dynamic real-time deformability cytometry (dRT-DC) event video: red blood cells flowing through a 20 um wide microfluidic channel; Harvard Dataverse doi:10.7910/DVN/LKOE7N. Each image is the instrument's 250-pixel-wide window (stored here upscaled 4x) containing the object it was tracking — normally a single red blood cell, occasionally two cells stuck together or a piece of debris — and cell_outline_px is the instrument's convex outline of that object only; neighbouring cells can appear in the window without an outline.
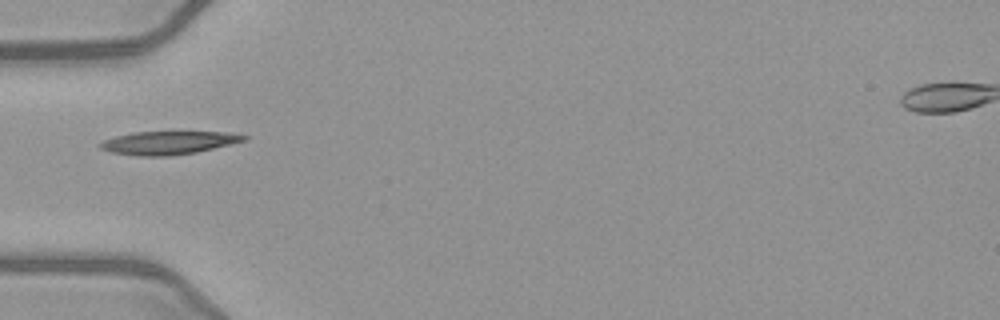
{"species": "common noctule bat (a hibernating species)", "species_latin": "Nyctalus noctula", "temperature_condition": "warm", "stored_images_in_passage": 35, "camera_frame_rate_fps": 3000, "um_per_image_px": 0.085, "animal": {"sex": "female", "body_mass_g": 21.9}, "frame": {"image": 1, "passage_image": 1, "time_ms": 0.0, "image_size_px": [1000, 320], "cell_outline_px": [[248, 136], [244, 140], [196, 152], [168, 156], [136, 156], [112, 152], [100, 148], [96, 144], [104, 140], [116, 136], [132, 132], [224, 132]], "centroid_in_image_um": [14.22, 12.14], "position_along_channel_um": 70.8, "area_um2": 19.13}}
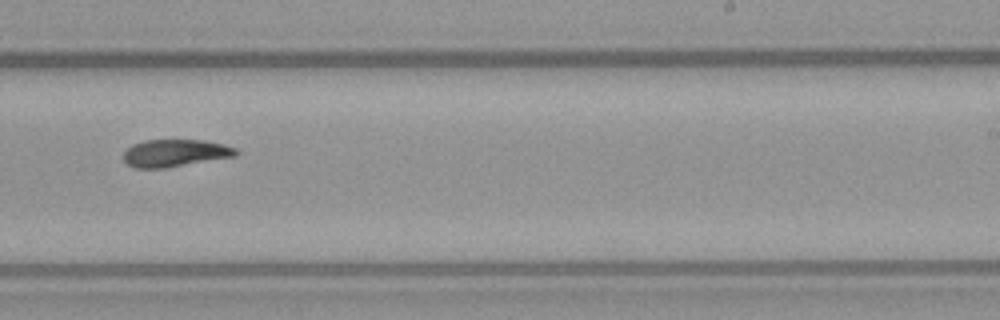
{"frame": {"image": 2, "passage_image": 16, "time_ms": 5.0, "image_size_px": [1000, 320], "cell_outline_px": [[240, 152], [236, 156], [164, 168], [136, 168], [128, 164], [124, 160], [124, 152], [132, 144], [144, 140], [204, 140], [224, 144], [236, 148]], "centroid_in_image_um": [14.9, 13.0], "position_along_channel_um": 274.1, "area_um2": 17.92}}
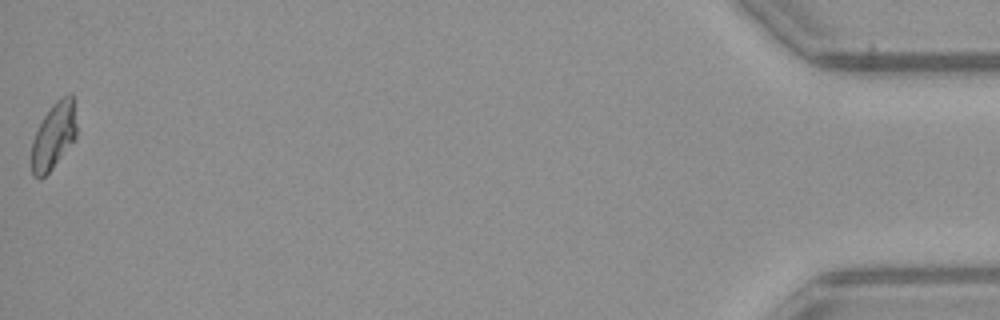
{"frame": {"image": 3, "passage_image": 35, "time_ms": 11.333, "image_size_px": [1000, 320], "cell_outline_px": [[76, 136], [52, 168], [40, 180], [32, 176], [32, 140], [44, 116], [52, 104], [60, 96], [68, 92], [72, 92], [76, 124]], "centroid_in_image_um": [4.56, 11.51], "position_along_channel_um": 430.6, "area_um2": 17.28}, "authors_computed_cell_mechanics": {"area_um2": 18.1492, "velocity_mm_per_s": 4.0513, "shape_relaxation_time_tau1_ms": 8.7991, "shape_relaxation_time_tau2_ms": 6.4843, "deformation_change_tau1": 0.242, "deformation_change_tau2": 0.1191}}